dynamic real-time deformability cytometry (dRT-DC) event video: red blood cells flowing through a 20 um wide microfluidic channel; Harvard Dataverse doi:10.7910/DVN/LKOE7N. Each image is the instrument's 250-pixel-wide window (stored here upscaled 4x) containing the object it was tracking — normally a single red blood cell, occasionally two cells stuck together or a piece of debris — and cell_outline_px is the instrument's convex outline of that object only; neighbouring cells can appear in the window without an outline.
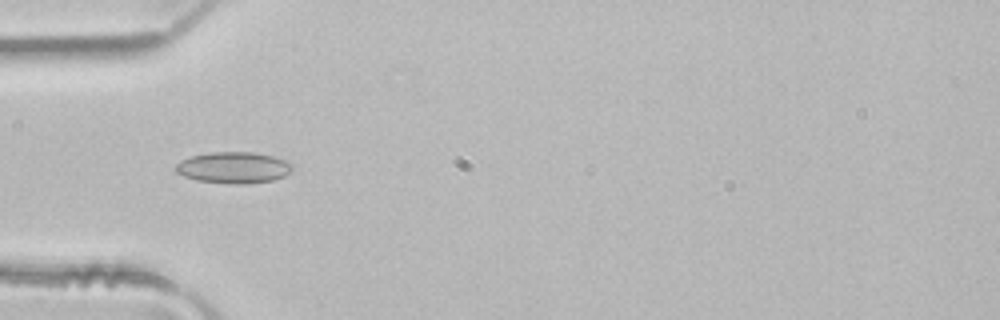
{"species": "common noctule bat (a hibernating species)", "species_latin": "Nyctalus noctula", "temperature_condition": "room temperature", "stored_images_in_passage": 5, "camera_frame_rate_fps": 3000, "um_per_image_px": 0.085, "animal": {"sex": "male", "body_mass_g": 21.5, "forearm_length_mm": 52.0}, "frame": {"image": 1, "passage_image": 3, "time_ms": 0.667, "image_size_px": [1000, 320], "cell_outline_px": [[292, 168], [284, 176], [272, 180], [244, 184], [228, 184], [196, 180], [184, 176], [176, 172], [176, 164], [180, 160], [192, 156], [208, 152], [252, 152], [272, 156], [284, 160], [292, 164]], "centroid_in_image_um": [19.81, 14.25], "position_along_channel_um": 65.2, "area_um2": 21.21}}
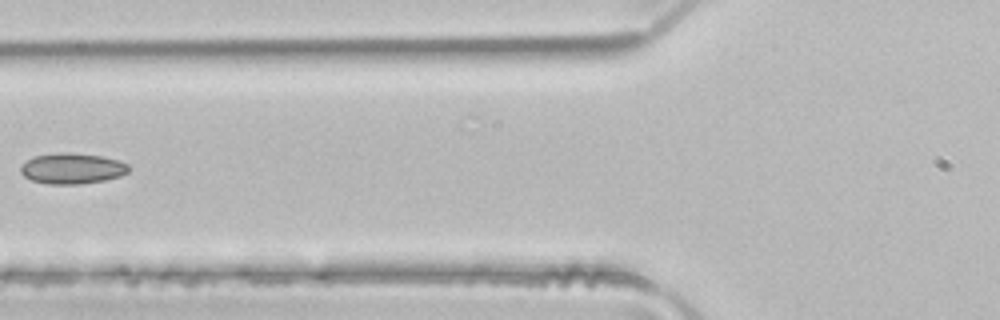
{"frame": {"image": 2, "passage_image": 4, "time_ms": 1.0, "image_size_px": [1000, 320], "cell_outline_px": [[128, 172], [120, 176], [104, 180], [80, 184], [48, 184], [32, 180], [24, 176], [20, 172], [20, 168], [32, 156], [60, 152], [68, 152], [100, 156], [120, 160], [128, 164]], "centroid_in_image_um": [6.13, 14.31], "position_along_channel_um": 119.7, "area_um2": 19.31}}
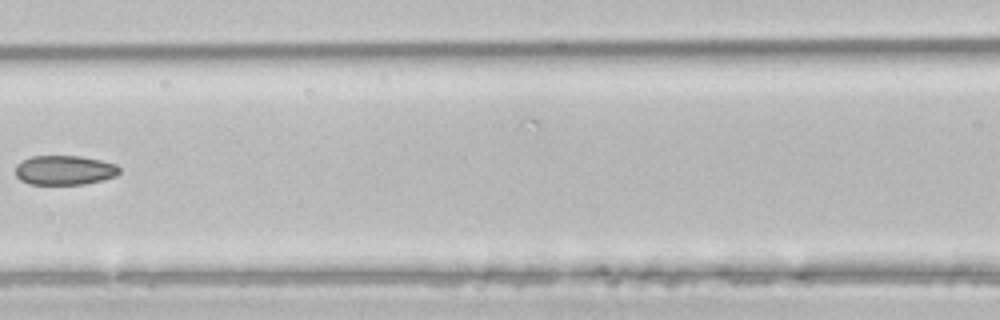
{"frame": {"image": 3, "passage_image": 5, "time_ms": 1.333, "image_size_px": [1000, 320], "cell_outline_px": [[120, 172], [116, 176], [104, 180], [84, 184], [28, 184], [20, 180], [16, 176], [16, 164], [20, 160], [32, 156], [80, 156], [100, 160], [116, 164], [120, 168]], "centroid_in_image_um": [5.47, 14.46], "position_along_channel_um": 161.1, "area_um2": 18.03}}